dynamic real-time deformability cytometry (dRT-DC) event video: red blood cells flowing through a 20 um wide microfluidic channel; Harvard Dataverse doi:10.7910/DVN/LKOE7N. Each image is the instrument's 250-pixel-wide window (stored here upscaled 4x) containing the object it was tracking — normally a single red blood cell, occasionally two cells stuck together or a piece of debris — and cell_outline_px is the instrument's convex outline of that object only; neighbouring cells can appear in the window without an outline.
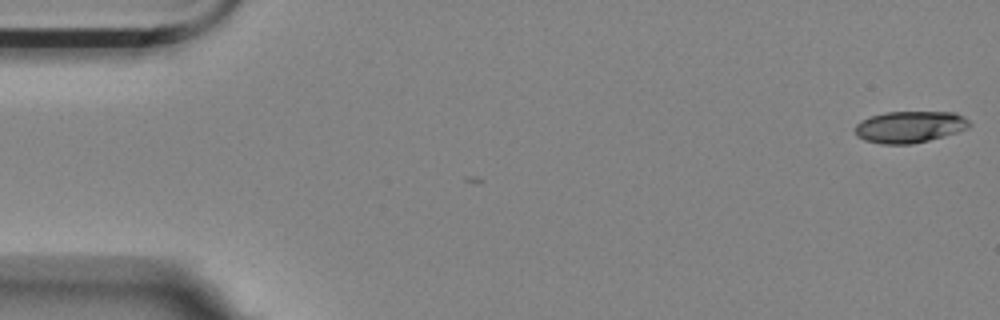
{"species": "Egyptian fruit bat (a non-hibernating species)", "species_latin": "Rousettus aegyptiacus", "temperature_condition": "room temperature", "stored_images_in_passage": 57, "camera_frame_rate_fps": 3000, "um_per_image_px": 0.085, "animal": {"sex": "female"}, "frame": {"image": 1, "passage_image": 1, "time_ms": 0.0, "image_size_px": [1000, 320], "cell_outline_px": [[972, 124], [968, 128], [956, 132], [928, 140], [912, 144], [880, 144], [864, 140], [856, 136], [856, 124], [860, 120], [872, 116], [888, 112], [956, 112], [964, 116]], "centroid_in_image_um": [77.32, 10.78], "position_along_channel_um": 7.7, "area_um2": 21.04}}
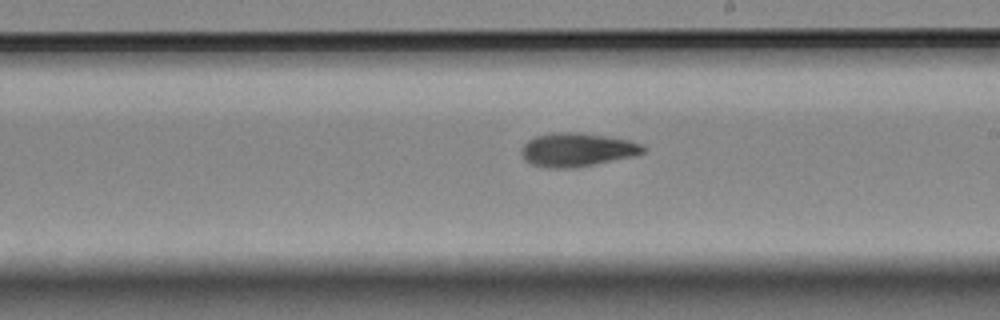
{"frame": {"image": 2, "passage_image": 32, "time_ms": 10.333, "image_size_px": [1000, 320], "cell_outline_px": [[644, 152], [632, 156], [572, 168], [544, 168], [532, 164], [524, 160], [520, 152], [520, 148], [528, 140], [536, 136], [552, 132], [580, 132], [628, 140], [640, 144], [644, 148]], "centroid_in_image_um": [48.96, 12.72], "position_along_channel_um": 240.0, "area_um2": 23.64}}
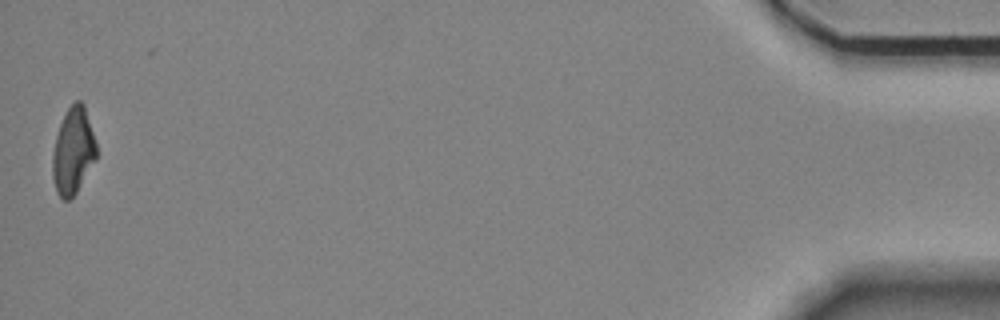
{"frame": {"image": 3, "passage_image": 56, "time_ms": 18.333, "image_size_px": [1000, 320], "cell_outline_px": [[96, 160], [76, 192], [68, 200], [64, 200], [56, 192], [52, 176], [52, 152], [56, 136], [60, 124], [68, 108], [76, 100], [80, 100], [84, 104], [96, 144]], "centroid_in_image_um": [6.2, 12.84], "position_along_channel_um": 429.0, "area_um2": 21.96}, "authors_computed_cell_mechanics": {"area_um2": 22.7154, "velocity_mm_per_s": 3.5203, "shape_relaxation_time_tau1_ms": 5.1316, "shape_relaxation_time_tau2_ms": 6.8086, "deformation_change_tau1": 0.1633, "deformation_change_tau2": 0.1339}}